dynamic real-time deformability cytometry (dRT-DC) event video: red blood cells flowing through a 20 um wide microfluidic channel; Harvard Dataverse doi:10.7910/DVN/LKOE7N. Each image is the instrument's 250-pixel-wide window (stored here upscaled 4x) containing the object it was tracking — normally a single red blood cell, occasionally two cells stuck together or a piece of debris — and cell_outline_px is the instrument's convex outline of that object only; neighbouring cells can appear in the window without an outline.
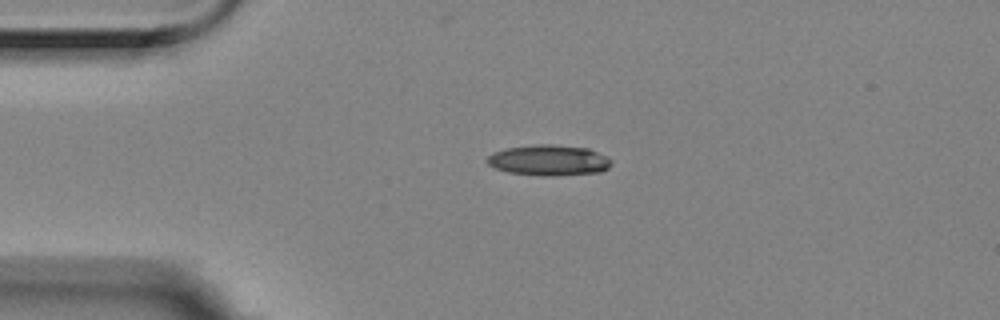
{"species": "Egyptian fruit bat (a non-hibernating species)", "species_latin": "Rousettus aegyptiacus", "temperature_condition": "room temperature", "stored_images_in_passage": 2, "camera_frame_rate_fps": 3000, "um_per_image_px": 0.085, "animal": {"sex": "female"}, "frame": {"image": 1, "passage_image": 1, "time_ms": 0.0, "image_size_px": [1000, 320], "cell_outline_px": [[612, 164], [608, 168], [600, 172], [556, 176], [540, 176], [508, 172], [496, 168], [488, 164], [488, 156], [496, 152], [508, 148], [536, 144], [552, 144], [588, 148], [612, 160]], "centroid_in_image_um": [46.68, 13.63], "position_along_channel_um": 38.3, "area_um2": 22.08}}